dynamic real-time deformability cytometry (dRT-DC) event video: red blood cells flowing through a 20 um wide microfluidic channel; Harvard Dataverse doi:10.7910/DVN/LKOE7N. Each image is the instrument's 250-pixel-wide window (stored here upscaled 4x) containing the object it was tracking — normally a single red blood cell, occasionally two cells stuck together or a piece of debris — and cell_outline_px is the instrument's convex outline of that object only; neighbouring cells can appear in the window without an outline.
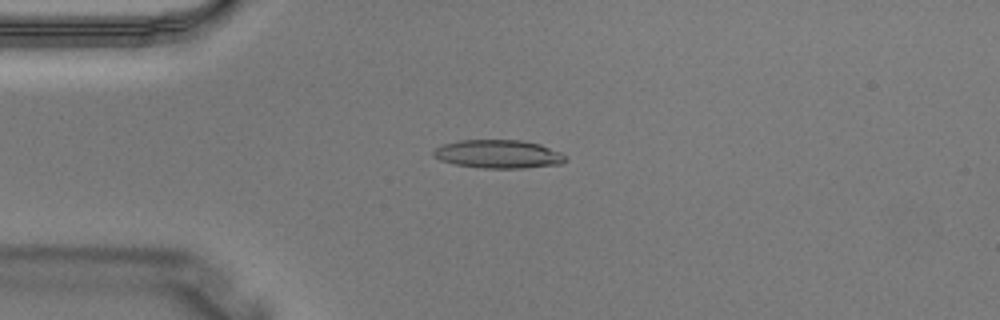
{"species": "Egyptian fruit bat (a non-hibernating species)", "species_latin": "Rousettus aegyptiacus", "temperature_condition": "warm", "stored_images_in_passage": 1, "camera_frame_rate_fps": 3000, "um_per_image_px": 0.085, "animal": {"sex": "male"}, "frame": {"image": 1, "passage_image": 1, "time_ms": 0.0, "image_size_px": [1000, 320], "cell_outline_px": [[568, 160], [560, 164], [524, 168], [480, 168], [456, 164], [440, 160], [432, 156], [432, 152], [436, 148], [444, 144], [460, 140], [520, 140], [540, 144], [560, 152], [568, 156]], "centroid_in_image_um": [42.38, 13.1], "position_along_channel_um": 42.6, "area_um2": 21.91}}